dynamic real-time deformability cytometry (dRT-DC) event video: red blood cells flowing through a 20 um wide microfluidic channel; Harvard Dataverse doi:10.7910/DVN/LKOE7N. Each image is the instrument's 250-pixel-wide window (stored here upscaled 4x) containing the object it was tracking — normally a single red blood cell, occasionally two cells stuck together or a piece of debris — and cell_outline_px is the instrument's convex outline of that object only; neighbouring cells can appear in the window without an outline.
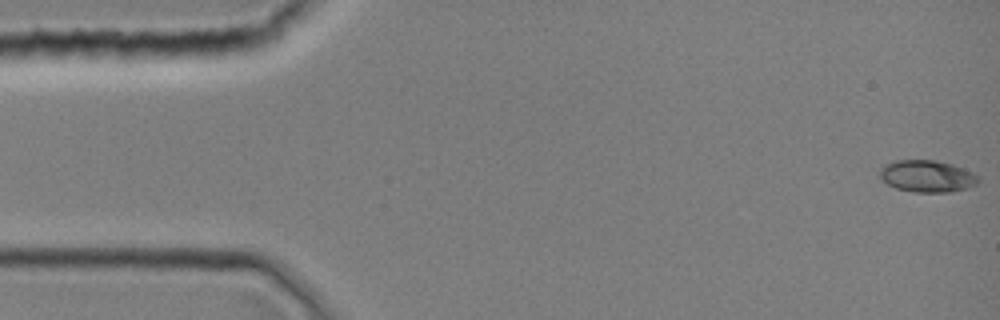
{"species": "common noctule bat (a hibernating species)", "species_latin": "Nyctalus noctula", "temperature_condition": "room temperature", "stored_images_in_passage": 1, "camera_frame_rate_fps": 3000, "um_per_image_px": 0.085, "animal": {"sex": "female", "body_mass_g": 19.0, "forearm_length_mm": 51.5}, "frame": {"image": 1, "passage_image": 1, "time_ms": 0.0, "image_size_px": [1000, 320], "cell_outline_px": [[980, 180], [976, 184], [968, 188], [952, 192], [916, 192], [896, 188], [888, 184], [880, 176], [880, 168], [884, 164], [896, 160], [936, 160], [952, 164], [976, 176]], "centroid_in_image_um": [78.77, 14.98], "position_along_channel_um": 6.2, "area_um2": 18.09}}